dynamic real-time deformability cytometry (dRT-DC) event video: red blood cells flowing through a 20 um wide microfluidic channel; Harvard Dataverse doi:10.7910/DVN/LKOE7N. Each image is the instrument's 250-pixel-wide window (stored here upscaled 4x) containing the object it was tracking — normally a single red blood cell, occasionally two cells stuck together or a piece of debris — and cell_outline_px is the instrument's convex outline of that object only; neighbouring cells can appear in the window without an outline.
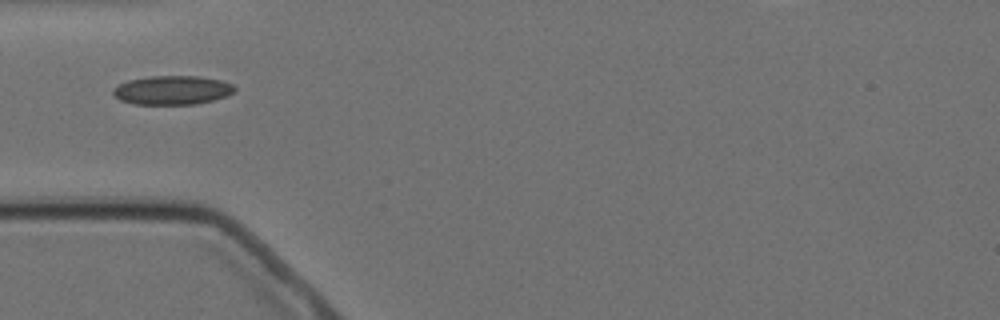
{"species": "Egyptian fruit bat (a non-hibernating species)", "species_latin": "Rousettus aegyptiacus", "temperature_condition": "cold", "stored_images_in_passage": 2, "camera_frame_rate_fps": 3000, "um_per_image_px": 0.085, "animal": {"sex": "female"}, "frame": {"image": 1, "passage_image": 1, "time_ms": 0.0, "image_size_px": [1000, 320], "cell_outline_px": [[236, 88], [232, 92], [224, 96], [212, 100], [196, 104], [136, 104], [120, 100], [112, 92], [112, 88], [128, 80], [148, 76], [196, 76], [220, 80], [232, 84]], "centroid_in_image_um": [14.61, 7.66], "position_along_channel_um": 70.4, "area_um2": 20.29}}
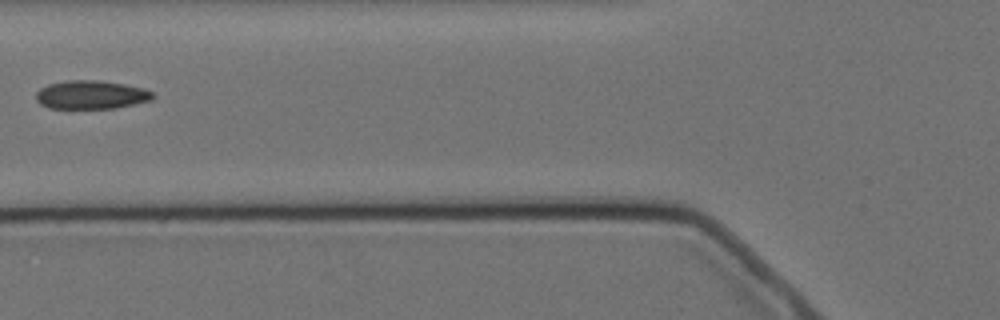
{"frame": {"image": 2, "passage_image": 2, "time_ms": 1.333, "image_size_px": [1000, 320], "cell_outline_px": [[156, 96], [152, 100], [116, 108], [48, 108], [40, 104], [36, 100], [36, 92], [40, 88], [48, 84], [68, 80], [100, 80], [124, 84], [144, 88], [152, 92]], "centroid_in_image_um": [7.75, 8.05], "position_along_channel_um": 118.0, "area_um2": 19.54}}